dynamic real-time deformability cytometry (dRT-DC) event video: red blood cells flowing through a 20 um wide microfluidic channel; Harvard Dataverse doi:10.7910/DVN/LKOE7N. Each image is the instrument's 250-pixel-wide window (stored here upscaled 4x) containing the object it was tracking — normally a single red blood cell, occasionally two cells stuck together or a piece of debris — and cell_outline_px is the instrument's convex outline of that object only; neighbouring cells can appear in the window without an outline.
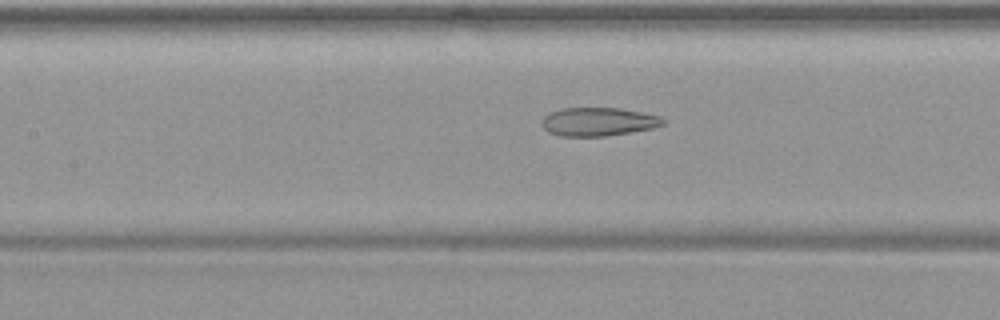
{"species": "common noctule bat (a hibernating species)", "species_latin": "Nyctalus noctula", "temperature_condition": "warm", "stored_images_in_passage": 49, "camera_frame_rate_fps": 3000, "um_per_image_px": 0.085, "animal": {"sex": "female", "body_mass_g": 19.9}, "frame": {"image": 1, "passage_image": 23, "time_ms": 7.333, "image_size_px": [1000, 320], "cell_outline_px": [[664, 124], [652, 128], [604, 136], [560, 136], [548, 132], [540, 124], [544, 116], [548, 112], [560, 108], [620, 108], [660, 116], [664, 120]], "centroid_in_image_um": [50.79, 10.34], "position_along_channel_um": 156.6, "area_um2": 20.06}}
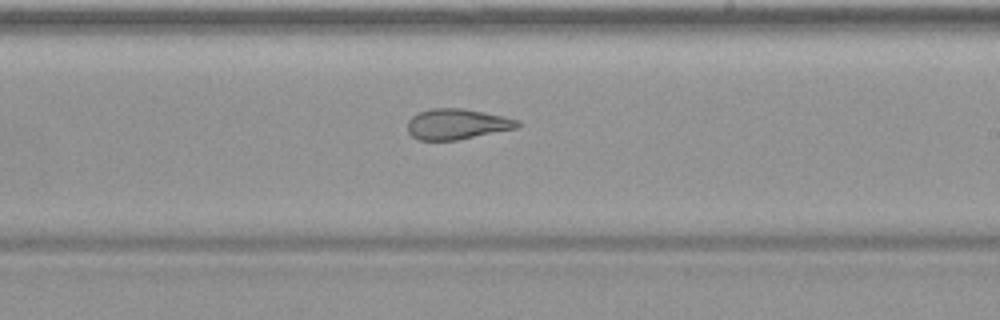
{"frame": {"image": 2, "passage_image": 30, "time_ms": 9.667, "image_size_px": [1000, 320], "cell_outline_px": [[520, 124], [516, 128], [456, 140], [420, 140], [412, 136], [408, 132], [408, 120], [412, 116], [420, 112], [432, 108], [460, 108], [484, 112], [504, 116], [520, 120]], "centroid_in_image_um": [38.84, 10.54], "position_along_channel_um": 250.2, "area_um2": 19.42}}
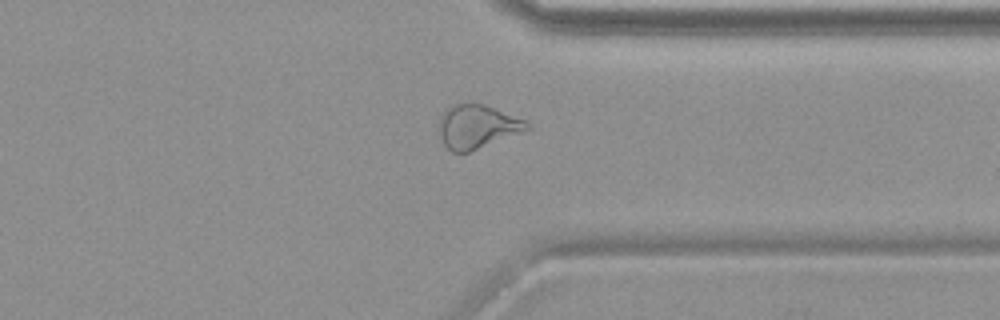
{"frame": {"image": 3, "passage_image": 39, "time_ms": 12.667, "image_size_px": [1000, 320], "cell_outline_px": [[532, 128], [524, 132], [468, 152], [452, 152], [444, 144], [440, 132], [440, 116], [444, 108], [452, 104], [484, 104], [528, 120], [532, 124]], "centroid_in_image_um": [40.62, 10.74], "position_along_channel_um": 370.8, "area_um2": 22.54}}